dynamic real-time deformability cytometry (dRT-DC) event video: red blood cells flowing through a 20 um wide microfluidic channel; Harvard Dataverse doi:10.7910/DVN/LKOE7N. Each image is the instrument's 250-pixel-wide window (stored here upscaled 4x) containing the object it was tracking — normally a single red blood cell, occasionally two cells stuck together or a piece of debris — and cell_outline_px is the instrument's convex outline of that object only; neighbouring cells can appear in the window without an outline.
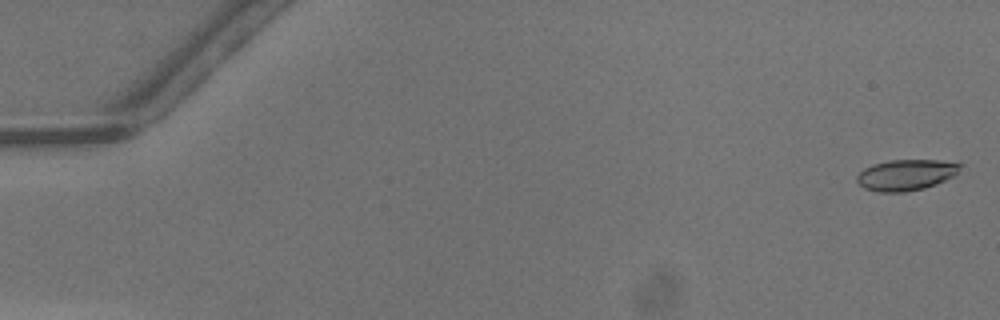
{"species": "common noctule bat (a hibernating species)", "species_latin": "Nyctalus noctula", "temperature_condition": "warm", "stored_images_in_passage": 49, "camera_frame_rate_fps": 3000, "um_per_image_px": 0.085, "animal": {"sex": "male", "body_mass_g": 13.3}, "frame": {"image": 1, "passage_image": 1, "time_ms": 0.0, "image_size_px": [1000, 320], "cell_outline_px": [[960, 164], [956, 172], [952, 176], [936, 184], [924, 188], [904, 192], [876, 192], [864, 188], [856, 180], [856, 176], [864, 168], [872, 164], [888, 160], [940, 160]], "centroid_in_image_um": [76.93, 14.87], "position_along_channel_um": 8.1, "area_um2": 18.44}}
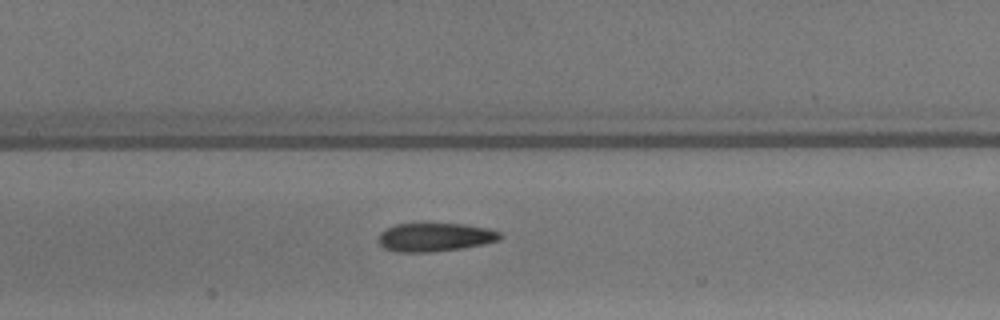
{"frame": {"image": 2, "passage_image": 24, "time_ms": 7.667, "image_size_px": [1000, 320], "cell_outline_px": [[504, 236], [500, 240], [484, 244], [460, 248], [432, 252], [396, 252], [384, 248], [380, 244], [380, 232], [396, 224], [464, 224], [488, 228], [500, 232]], "centroid_in_image_um": [37.02, 20.16], "position_along_channel_um": 170.4, "area_um2": 20.11}}
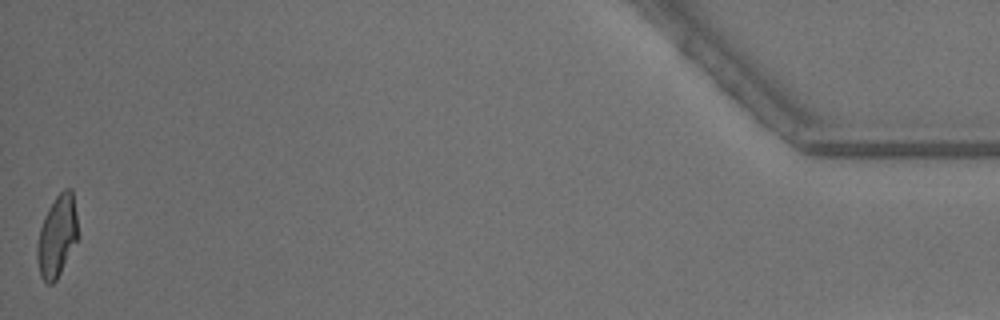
{"frame": {"image": 3, "passage_image": 49, "time_ms": 16.0, "image_size_px": [1000, 320], "cell_outline_px": [[80, 236], [56, 280], [52, 284], [44, 284], [40, 276], [36, 260], [36, 248], [40, 228], [44, 216], [48, 208], [56, 196], [64, 188], [72, 188]], "centroid_in_image_um": [4.86, 20.08], "position_along_channel_um": 430.3, "area_um2": 19.83}, "authors_computed_cell_mechanics": {"area_um2": 19.7098, "velocity_mm_per_s": 4.279, "shape_relaxation_time_tau1_ms": null, "shape_relaxation_time_tau2_ms": 1.6822, "deformation_change_tau1": null, "deformation_change_tau2": 0.0918}}